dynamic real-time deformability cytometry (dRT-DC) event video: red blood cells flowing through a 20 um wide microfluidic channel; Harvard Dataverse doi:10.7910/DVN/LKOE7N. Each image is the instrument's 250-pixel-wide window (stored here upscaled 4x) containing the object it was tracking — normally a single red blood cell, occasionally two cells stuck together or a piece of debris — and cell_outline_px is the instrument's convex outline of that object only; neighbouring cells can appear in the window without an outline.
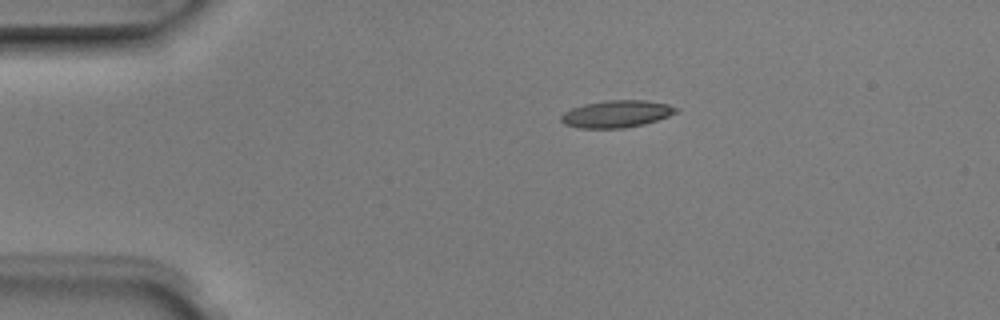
{"species": "Egyptian fruit bat (a non-hibernating species)", "species_latin": "Rousettus aegyptiacus", "temperature_condition": "room temperature", "stored_images_in_passage": 4, "camera_frame_rate_fps": 3000, "um_per_image_px": 0.085, "animal": {"sex": "male"}, "frame": {"image": 1, "passage_image": 1, "time_ms": 0.0, "image_size_px": [1000, 320], "cell_outline_px": [[680, 112], [644, 124], [624, 128], [580, 128], [564, 124], [560, 120], [560, 116], [564, 112], [572, 108], [584, 104], [608, 100], [644, 100], [668, 104], [680, 108]], "centroid_in_image_um": [52.43, 9.68], "position_along_channel_um": 32.6, "area_um2": 18.26}}
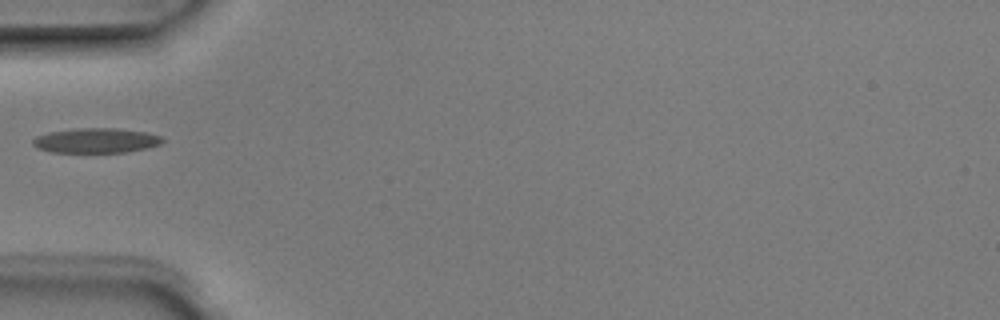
{"frame": {"image": 2, "passage_image": 3, "time_ms": 0.667, "image_size_px": [1000, 320], "cell_outline_px": [[164, 140], [160, 144], [144, 148], [124, 152], [52, 152], [36, 148], [32, 144], [32, 140], [36, 136], [48, 132], [80, 128], [116, 128], [144, 132], [160, 136]], "centroid_in_image_um": [8.11, 11.94], "position_along_channel_um": 76.9, "area_um2": 18.55}}
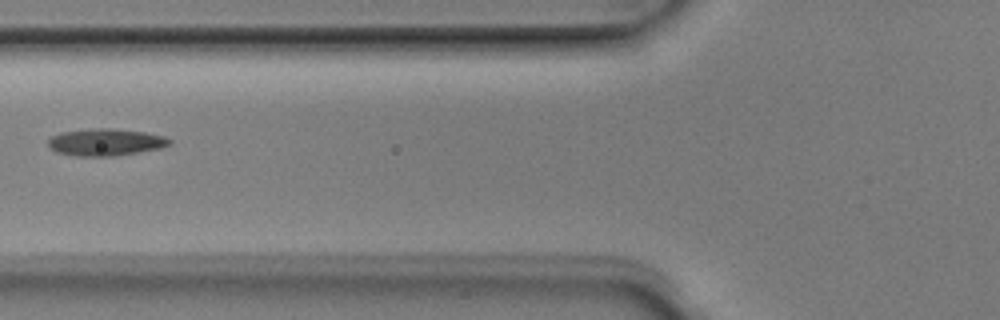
{"frame": {"image": 3, "passage_image": 4, "time_ms": 1.0, "image_size_px": [1000, 320], "cell_outline_px": [[172, 144], [160, 148], [112, 156], [76, 156], [56, 152], [48, 148], [48, 140], [52, 136], [60, 132], [92, 128], [112, 128], [144, 132], [164, 136], [172, 140]], "centroid_in_image_um": [8.95, 12.08], "position_along_channel_um": 116.9, "area_um2": 19.19}}